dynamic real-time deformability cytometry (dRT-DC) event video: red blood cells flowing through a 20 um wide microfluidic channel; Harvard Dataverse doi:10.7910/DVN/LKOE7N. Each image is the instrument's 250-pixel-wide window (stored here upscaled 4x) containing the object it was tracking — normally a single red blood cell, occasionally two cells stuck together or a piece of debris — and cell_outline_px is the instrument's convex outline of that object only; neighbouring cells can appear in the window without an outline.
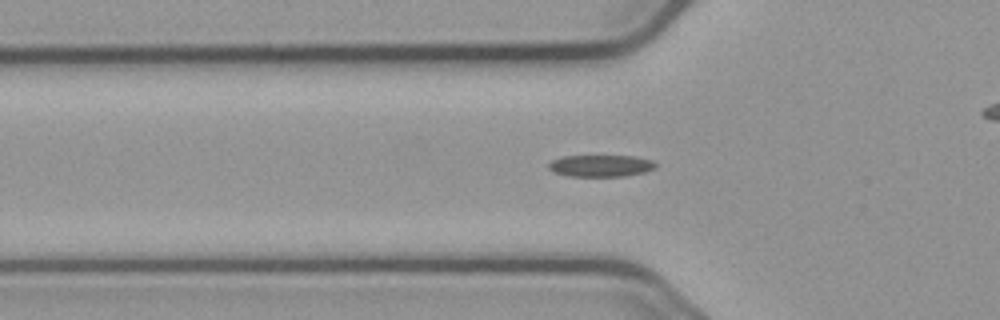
{"species": "common noctule bat (a hibernating species)", "species_latin": "Nyctalus noctula", "temperature_condition": "cold", "stored_images_in_passage": 54, "camera_frame_rate_fps": 3000, "um_per_image_px": 0.085, "animal": {"sex": "male", "body_mass_g": 23.1, "forearm_length_mm": 52.7}, "frame": {"image": 1, "passage_image": 16, "time_ms": 5.0, "image_size_px": [1000, 320], "cell_outline_px": [[656, 168], [644, 172], [624, 176], [568, 176], [552, 172], [548, 168], [548, 164], [552, 160], [564, 156], [632, 156], [652, 160], [656, 164]], "centroid_in_image_um": [51.04, 14.09], "position_along_channel_um": 74.8, "area_um2": 13.58}}
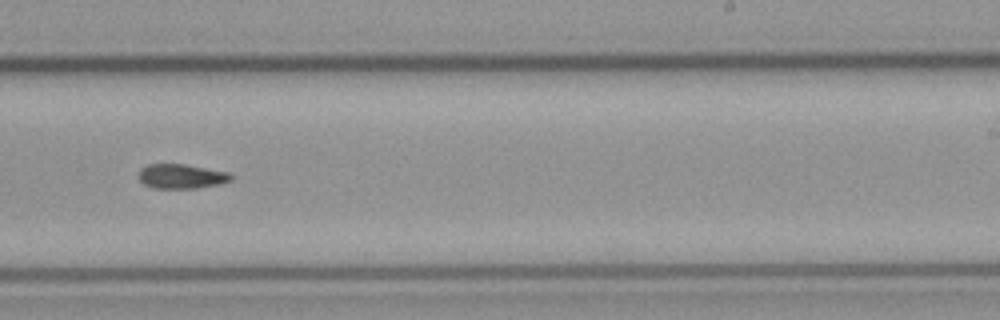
{"frame": {"image": 2, "passage_image": 32, "time_ms": 10.333, "image_size_px": [1000, 320], "cell_outline_px": [[232, 180], [220, 184], [196, 188], [152, 188], [144, 184], [140, 180], [140, 168], [148, 164], [184, 164], [228, 172], [232, 176]], "centroid_in_image_um": [15.42, 14.99], "position_along_channel_um": 273.6, "area_um2": 13.12}}
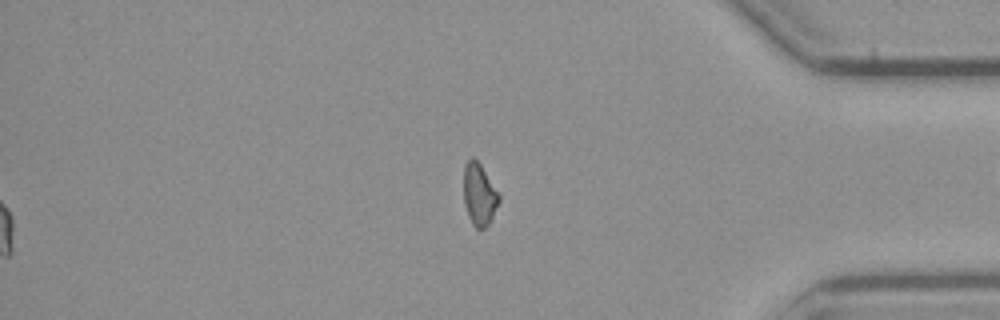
{"frame": {"image": 3, "passage_image": 44, "time_ms": 14.333, "image_size_px": [1000, 320], "cell_outline_px": [[500, 200], [492, 220], [484, 228], [476, 228], [472, 224], [468, 216], [464, 204], [464, 164], [472, 156], [480, 164], [500, 196]], "centroid_in_image_um": [40.73, 16.55], "position_along_channel_um": 394.5, "area_um2": 12.72}, "authors_computed_cell_mechanics": {"area_um2": 13.3807, "velocity_mm_per_s": 3.7073, "shape_relaxation_time_tau1_ms": 5.5305, "shape_relaxation_time_tau2_ms": 6.9801, "deformation_change_tau1": 0.1224, "deformation_change_tau2": 0.1426}}